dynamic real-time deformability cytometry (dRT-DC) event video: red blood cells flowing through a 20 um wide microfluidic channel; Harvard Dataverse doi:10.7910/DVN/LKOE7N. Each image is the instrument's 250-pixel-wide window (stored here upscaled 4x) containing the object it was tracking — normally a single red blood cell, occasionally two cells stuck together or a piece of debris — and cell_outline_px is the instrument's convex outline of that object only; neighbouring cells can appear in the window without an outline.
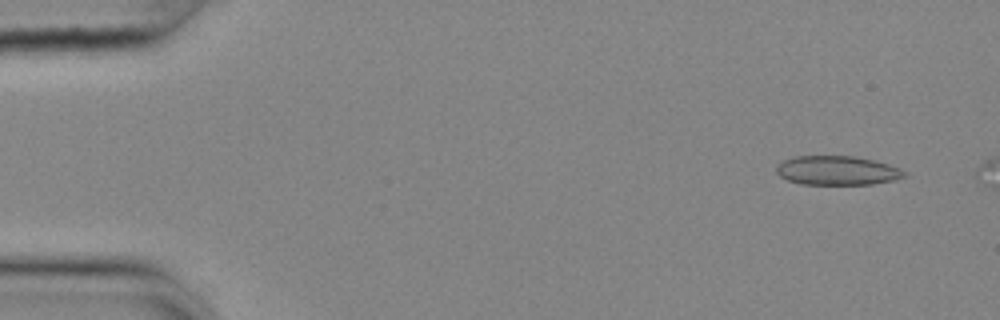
{"species": "common noctule bat (a hibernating species)", "species_latin": "Nyctalus noctula", "temperature_condition": "cold", "stored_images_in_passage": 4, "camera_frame_rate_fps": 3000, "um_per_image_px": 0.085, "animal": {"sex": "female", "body_mass_g": 25.1}, "frame": {"image": 1, "passage_image": 1, "time_ms": 0.0, "image_size_px": [1000, 320], "cell_outline_px": [[908, 172], [904, 176], [896, 180], [872, 184], [800, 184], [788, 180], [780, 176], [776, 172], [776, 164], [784, 160], [796, 156], [852, 156], [872, 160], [888, 164], [900, 168]], "centroid_in_image_um": [71.16, 14.49], "position_along_channel_um": 13.8, "area_um2": 21.73}}